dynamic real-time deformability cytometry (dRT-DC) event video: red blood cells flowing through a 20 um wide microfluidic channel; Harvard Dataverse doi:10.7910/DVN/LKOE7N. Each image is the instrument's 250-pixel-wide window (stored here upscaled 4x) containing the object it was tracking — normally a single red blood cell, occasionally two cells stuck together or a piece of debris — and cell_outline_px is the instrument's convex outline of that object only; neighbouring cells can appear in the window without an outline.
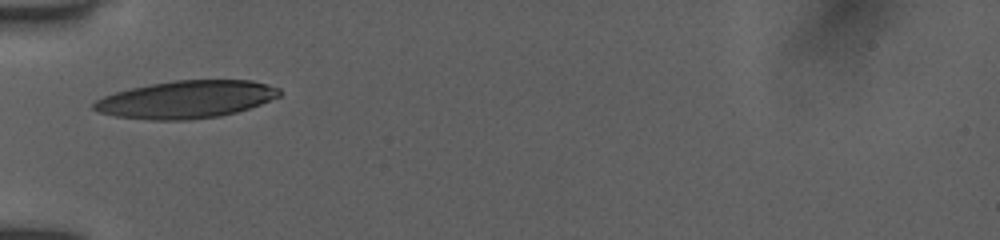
{"species": "human", "species_latin": "Homo sapiens", "temperature_condition": "room temperature", "stored_images_in_passage": 37, "camera_frame_rate_fps": 3000, "um_per_image_px": 0.085, "donor": {"sex": "female"}, "frame": {"image": 1, "passage_image": 1, "time_ms": 0.0, "image_size_px": [1000, 240], "cell_outline_px": [[280, 96], [260, 104], [236, 112], [220, 116], [188, 120], [152, 120], [116, 116], [100, 112], [92, 108], [92, 104], [96, 100], [104, 96], [116, 92], [132, 88], [172, 80], [252, 80], [280, 88]], "centroid_in_image_um": [15.83, 8.45], "position_along_channel_um": 69.2, "area_um2": 40.4}}
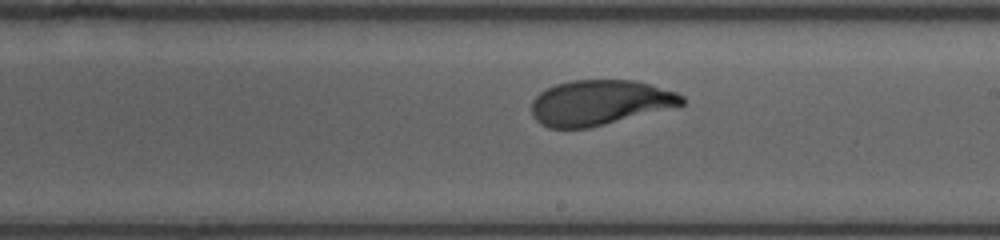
{"frame": {"image": 2, "passage_image": 21, "time_ms": 4.333, "image_size_px": [1000, 240], "cell_outline_px": [[684, 104], [588, 128], [548, 128], [540, 124], [532, 116], [532, 100], [540, 92], [556, 84], [572, 80], [636, 80], [676, 92], [684, 96]], "centroid_in_image_um": [50.93, 8.71], "position_along_channel_um": 238.1, "area_um2": 39.19}}
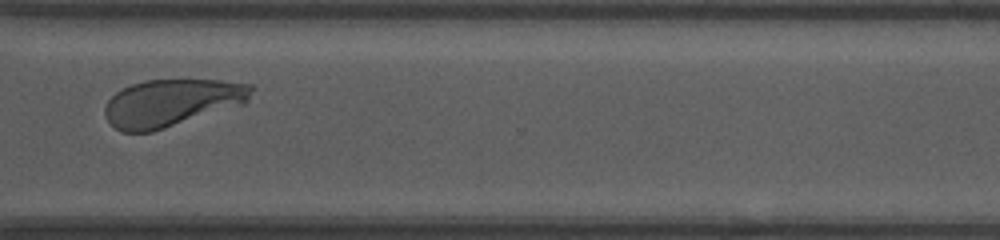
{"frame": {"image": 3, "passage_image": 36, "time_ms": 7.333, "image_size_px": [1000, 240], "cell_outline_px": [[256, 88], [248, 100], [244, 104], [152, 132], [120, 132], [104, 116], [104, 108], [108, 100], [116, 92], [132, 84], [144, 80], [220, 80], [252, 84]], "centroid_in_image_um": [14.61, 8.73], "position_along_channel_um": 356.0, "area_um2": 40.46}}